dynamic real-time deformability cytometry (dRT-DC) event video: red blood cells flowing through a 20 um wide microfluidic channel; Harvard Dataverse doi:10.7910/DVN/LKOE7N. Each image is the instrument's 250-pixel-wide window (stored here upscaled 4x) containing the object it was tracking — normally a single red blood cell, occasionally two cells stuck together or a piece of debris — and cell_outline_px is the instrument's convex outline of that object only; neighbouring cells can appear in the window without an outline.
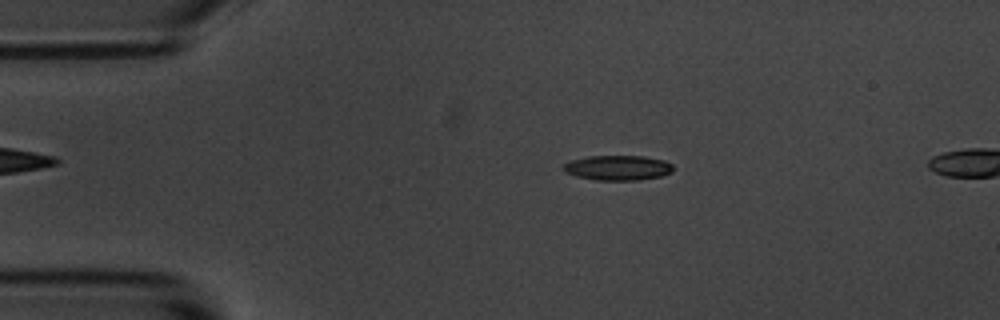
{"species": "common noctule bat (a hibernating species)", "species_latin": "Nyctalus noctula", "temperature_condition": "room temperature", "stored_images_in_passage": 16, "camera_frame_rate_fps": 3000, "um_per_image_px": 0.085, "animal": {"sex": "male", "body_mass_g": 20.1, "forearm_length_mm": 53.5}, "frame": {"image": 1, "passage_image": 10, "time_ms": 3.0, "image_size_px": [1000, 320], "cell_outline_px": [[672, 172], [660, 176], [640, 180], [596, 180], [576, 176], [564, 172], [560, 168], [564, 164], [572, 160], [588, 156], [644, 156], [664, 160], [672, 164]], "centroid_in_image_um": [52.49, 14.26], "position_along_channel_um": 32.5, "area_um2": 16.01}}